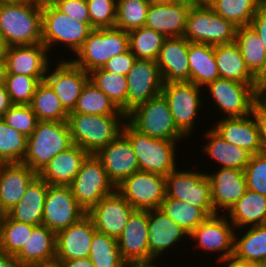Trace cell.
Returning a JSON list of instances; mask_svg holds the SVG:
<instances>
[{
    "label": "cell",
    "mask_w": 266,
    "mask_h": 267,
    "mask_svg": "<svg viewBox=\"0 0 266 267\" xmlns=\"http://www.w3.org/2000/svg\"><path fill=\"white\" fill-rule=\"evenodd\" d=\"M148 231V210H135L117 238L119 251L127 265L152 261Z\"/></svg>",
    "instance_id": "cell-19"
},
{
    "label": "cell",
    "mask_w": 266,
    "mask_h": 267,
    "mask_svg": "<svg viewBox=\"0 0 266 267\" xmlns=\"http://www.w3.org/2000/svg\"><path fill=\"white\" fill-rule=\"evenodd\" d=\"M165 188L167 197L199 207L208 217L216 215L205 171H181L177 167L165 176Z\"/></svg>",
    "instance_id": "cell-9"
},
{
    "label": "cell",
    "mask_w": 266,
    "mask_h": 267,
    "mask_svg": "<svg viewBox=\"0 0 266 267\" xmlns=\"http://www.w3.org/2000/svg\"><path fill=\"white\" fill-rule=\"evenodd\" d=\"M220 263L223 265L225 264L224 265L225 267H260V264L244 261V260L238 259L237 257L233 255L227 258L226 260L218 262V264Z\"/></svg>",
    "instance_id": "cell-57"
},
{
    "label": "cell",
    "mask_w": 266,
    "mask_h": 267,
    "mask_svg": "<svg viewBox=\"0 0 266 267\" xmlns=\"http://www.w3.org/2000/svg\"><path fill=\"white\" fill-rule=\"evenodd\" d=\"M62 59L57 60L58 63L54 64V66L56 65L54 69L50 65L48 66L45 81L51 86L60 99L61 105L69 113L75 108L82 88L89 80V74L74 64L71 57Z\"/></svg>",
    "instance_id": "cell-17"
},
{
    "label": "cell",
    "mask_w": 266,
    "mask_h": 267,
    "mask_svg": "<svg viewBox=\"0 0 266 267\" xmlns=\"http://www.w3.org/2000/svg\"><path fill=\"white\" fill-rule=\"evenodd\" d=\"M86 1L90 23L94 29L115 27L117 0Z\"/></svg>",
    "instance_id": "cell-50"
},
{
    "label": "cell",
    "mask_w": 266,
    "mask_h": 267,
    "mask_svg": "<svg viewBox=\"0 0 266 267\" xmlns=\"http://www.w3.org/2000/svg\"><path fill=\"white\" fill-rule=\"evenodd\" d=\"M95 156L102 162L108 178L115 186L139 170L134 150L122 133L107 146L102 147Z\"/></svg>",
    "instance_id": "cell-21"
},
{
    "label": "cell",
    "mask_w": 266,
    "mask_h": 267,
    "mask_svg": "<svg viewBox=\"0 0 266 267\" xmlns=\"http://www.w3.org/2000/svg\"><path fill=\"white\" fill-rule=\"evenodd\" d=\"M149 5L148 0H117L115 27L127 32L144 27Z\"/></svg>",
    "instance_id": "cell-47"
},
{
    "label": "cell",
    "mask_w": 266,
    "mask_h": 267,
    "mask_svg": "<svg viewBox=\"0 0 266 267\" xmlns=\"http://www.w3.org/2000/svg\"><path fill=\"white\" fill-rule=\"evenodd\" d=\"M244 173L247 189L266 196V153L251 155Z\"/></svg>",
    "instance_id": "cell-51"
},
{
    "label": "cell",
    "mask_w": 266,
    "mask_h": 267,
    "mask_svg": "<svg viewBox=\"0 0 266 267\" xmlns=\"http://www.w3.org/2000/svg\"><path fill=\"white\" fill-rule=\"evenodd\" d=\"M135 60L136 57L132 54L130 49H128L126 52L113 56L109 59L102 69L107 72L127 76L133 67Z\"/></svg>",
    "instance_id": "cell-53"
},
{
    "label": "cell",
    "mask_w": 266,
    "mask_h": 267,
    "mask_svg": "<svg viewBox=\"0 0 266 267\" xmlns=\"http://www.w3.org/2000/svg\"><path fill=\"white\" fill-rule=\"evenodd\" d=\"M4 216H5V212L0 208V226H1V223L4 219Z\"/></svg>",
    "instance_id": "cell-67"
},
{
    "label": "cell",
    "mask_w": 266,
    "mask_h": 267,
    "mask_svg": "<svg viewBox=\"0 0 266 267\" xmlns=\"http://www.w3.org/2000/svg\"><path fill=\"white\" fill-rule=\"evenodd\" d=\"M253 113L259 127L262 152L266 153V108L257 101L255 103Z\"/></svg>",
    "instance_id": "cell-55"
},
{
    "label": "cell",
    "mask_w": 266,
    "mask_h": 267,
    "mask_svg": "<svg viewBox=\"0 0 266 267\" xmlns=\"http://www.w3.org/2000/svg\"><path fill=\"white\" fill-rule=\"evenodd\" d=\"M90 115H125L115 103L90 80L82 88L73 111Z\"/></svg>",
    "instance_id": "cell-38"
},
{
    "label": "cell",
    "mask_w": 266,
    "mask_h": 267,
    "mask_svg": "<svg viewBox=\"0 0 266 267\" xmlns=\"http://www.w3.org/2000/svg\"><path fill=\"white\" fill-rule=\"evenodd\" d=\"M260 85H249L238 81L217 78L205 86L209 97L223 117H245L253 113L258 101ZM226 115V116H225Z\"/></svg>",
    "instance_id": "cell-10"
},
{
    "label": "cell",
    "mask_w": 266,
    "mask_h": 267,
    "mask_svg": "<svg viewBox=\"0 0 266 267\" xmlns=\"http://www.w3.org/2000/svg\"><path fill=\"white\" fill-rule=\"evenodd\" d=\"M258 101L266 108V80L260 83Z\"/></svg>",
    "instance_id": "cell-61"
},
{
    "label": "cell",
    "mask_w": 266,
    "mask_h": 267,
    "mask_svg": "<svg viewBox=\"0 0 266 267\" xmlns=\"http://www.w3.org/2000/svg\"><path fill=\"white\" fill-rule=\"evenodd\" d=\"M27 138L0 118V164L22 162L27 151Z\"/></svg>",
    "instance_id": "cell-45"
},
{
    "label": "cell",
    "mask_w": 266,
    "mask_h": 267,
    "mask_svg": "<svg viewBox=\"0 0 266 267\" xmlns=\"http://www.w3.org/2000/svg\"><path fill=\"white\" fill-rule=\"evenodd\" d=\"M126 115H90L69 113L67 124L73 144L89 154H96L121 132Z\"/></svg>",
    "instance_id": "cell-2"
},
{
    "label": "cell",
    "mask_w": 266,
    "mask_h": 267,
    "mask_svg": "<svg viewBox=\"0 0 266 267\" xmlns=\"http://www.w3.org/2000/svg\"><path fill=\"white\" fill-rule=\"evenodd\" d=\"M235 232L233 256L260 264L266 258V224L242 228L241 235Z\"/></svg>",
    "instance_id": "cell-37"
},
{
    "label": "cell",
    "mask_w": 266,
    "mask_h": 267,
    "mask_svg": "<svg viewBox=\"0 0 266 267\" xmlns=\"http://www.w3.org/2000/svg\"><path fill=\"white\" fill-rule=\"evenodd\" d=\"M173 1L183 2V3L189 4L191 6L200 5V4L205 3L203 0H173Z\"/></svg>",
    "instance_id": "cell-65"
},
{
    "label": "cell",
    "mask_w": 266,
    "mask_h": 267,
    "mask_svg": "<svg viewBox=\"0 0 266 267\" xmlns=\"http://www.w3.org/2000/svg\"><path fill=\"white\" fill-rule=\"evenodd\" d=\"M126 120L139 132L151 138L184 140L177 129L167 99L162 93L142 103L126 115Z\"/></svg>",
    "instance_id": "cell-8"
},
{
    "label": "cell",
    "mask_w": 266,
    "mask_h": 267,
    "mask_svg": "<svg viewBox=\"0 0 266 267\" xmlns=\"http://www.w3.org/2000/svg\"><path fill=\"white\" fill-rule=\"evenodd\" d=\"M260 267H266V258L260 263Z\"/></svg>",
    "instance_id": "cell-69"
},
{
    "label": "cell",
    "mask_w": 266,
    "mask_h": 267,
    "mask_svg": "<svg viewBox=\"0 0 266 267\" xmlns=\"http://www.w3.org/2000/svg\"><path fill=\"white\" fill-rule=\"evenodd\" d=\"M129 49L137 59L157 61L166 37L147 27L128 31Z\"/></svg>",
    "instance_id": "cell-42"
},
{
    "label": "cell",
    "mask_w": 266,
    "mask_h": 267,
    "mask_svg": "<svg viewBox=\"0 0 266 267\" xmlns=\"http://www.w3.org/2000/svg\"><path fill=\"white\" fill-rule=\"evenodd\" d=\"M212 128L221 137L236 146H239L251 155L262 153L259 127L254 113L245 117L220 118Z\"/></svg>",
    "instance_id": "cell-27"
},
{
    "label": "cell",
    "mask_w": 266,
    "mask_h": 267,
    "mask_svg": "<svg viewBox=\"0 0 266 267\" xmlns=\"http://www.w3.org/2000/svg\"><path fill=\"white\" fill-rule=\"evenodd\" d=\"M0 267H25L20 261L12 254L0 252Z\"/></svg>",
    "instance_id": "cell-59"
},
{
    "label": "cell",
    "mask_w": 266,
    "mask_h": 267,
    "mask_svg": "<svg viewBox=\"0 0 266 267\" xmlns=\"http://www.w3.org/2000/svg\"><path fill=\"white\" fill-rule=\"evenodd\" d=\"M3 119L26 137L32 134L39 121L30 105H12L4 114Z\"/></svg>",
    "instance_id": "cell-49"
},
{
    "label": "cell",
    "mask_w": 266,
    "mask_h": 267,
    "mask_svg": "<svg viewBox=\"0 0 266 267\" xmlns=\"http://www.w3.org/2000/svg\"><path fill=\"white\" fill-rule=\"evenodd\" d=\"M56 233L41 224L33 228L21 250L15 255L25 267L55 264Z\"/></svg>",
    "instance_id": "cell-29"
},
{
    "label": "cell",
    "mask_w": 266,
    "mask_h": 267,
    "mask_svg": "<svg viewBox=\"0 0 266 267\" xmlns=\"http://www.w3.org/2000/svg\"><path fill=\"white\" fill-rule=\"evenodd\" d=\"M77 203L88 213L104 196L116 190L102 162L90 154L74 180L68 185Z\"/></svg>",
    "instance_id": "cell-11"
},
{
    "label": "cell",
    "mask_w": 266,
    "mask_h": 267,
    "mask_svg": "<svg viewBox=\"0 0 266 267\" xmlns=\"http://www.w3.org/2000/svg\"><path fill=\"white\" fill-rule=\"evenodd\" d=\"M262 0H208L206 3L236 27L249 26Z\"/></svg>",
    "instance_id": "cell-40"
},
{
    "label": "cell",
    "mask_w": 266,
    "mask_h": 267,
    "mask_svg": "<svg viewBox=\"0 0 266 267\" xmlns=\"http://www.w3.org/2000/svg\"><path fill=\"white\" fill-rule=\"evenodd\" d=\"M8 46L4 38L0 35V60L5 59Z\"/></svg>",
    "instance_id": "cell-63"
},
{
    "label": "cell",
    "mask_w": 266,
    "mask_h": 267,
    "mask_svg": "<svg viewBox=\"0 0 266 267\" xmlns=\"http://www.w3.org/2000/svg\"><path fill=\"white\" fill-rule=\"evenodd\" d=\"M55 264H58L60 267H94L89 257L66 261H55Z\"/></svg>",
    "instance_id": "cell-56"
},
{
    "label": "cell",
    "mask_w": 266,
    "mask_h": 267,
    "mask_svg": "<svg viewBox=\"0 0 266 267\" xmlns=\"http://www.w3.org/2000/svg\"><path fill=\"white\" fill-rule=\"evenodd\" d=\"M30 106L39 121H67L69 113L45 80L38 84Z\"/></svg>",
    "instance_id": "cell-39"
},
{
    "label": "cell",
    "mask_w": 266,
    "mask_h": 267,
    "mask_svg": "<svg viewBox=\"0 0 266 267\" xmlns=\"http://www.w3.org/2000/svg\"><path fill=\"white\" fill-rule=\"evenodd\" d=\"M95 231L93 220L86 215L77 223L57 232L55 261L89 257Z\"/></svg>",
    "instance_id": "cell-23"
},
{
    "label": "cell",
    "mask_w": 266,
    "mask_h": 267,
    "mask_svg": "<svg viewBox=\"0 0 266 267\" xmlns=\"http://www.w3.org/2000/svg\"><path fill=\"white\" fill-rule=\"evenodd\" d=\"M214 56L220 78L249 85H260V82L247 69L235 42L214 46Z\"/></svg>",
    "instance_id": "cell-35"
},
{
    "label": "cell",
    "mask_w": 266,
    "mask_h": 267,
    "mask_svg": "<svg viewBox=\"0 0 266 267\" xmlns=\"http://www.w3.org/2000/svg\"><path fill=\"white\" fill-rule=\"evenodd\" d=\"M235 43L250 73L261 83L266 80V50L250 26L237 27Z\"/></svg>",
    "instance_id": "cell-34"
},
{
    "label": "cell",
    "mask_w": 266,
    "mask_h": 267,
    "mask_svg": "<svg viewBox=\"0 0 266 267\" xmlns=\"http://www.w3.org/2000/svg\"><path fill=\"white\" fill-rule=\"evenodd\" d=\"M189 42L182 37L166 38L157 59L163 83L190 82Z\"/></svg>",
    "instance_id": "cell-22"
},
{
    "label": "cell",
    "mask_w": 266,
    "mask_h": 267,
    "mask_svg": "<svg viewBox=\"0 0 266 267\" xmlns=\"http://www.w3.org/2000/svg\"><path fill=\"white\" fill-rule=\"evenodd\" d=\"M32 224L11 219L5 214L0 226V252L16 255L30 236Z\"/></svg>",
    "instance_id": "cell-46"
},
{
    "label": "cell",
    "mask_w": 266,
    "mask_h": 267,
    "mask_svg": "<svg viewBox=\"0 0 266 267\" xmlns=\"http://www.w3.org/2000/svg\"><path fill=\"white\" fill-rule=\"evenodd\" d=\"M86 215L87 212L77 203L69 186H48L43 208V225L57 233Z\"/></svg>",
    "instance_id": "cell-15"
},
{
    "label": "cell",
    "mask_w": 266,
    "mask_h": 267,
    "mask_svg": "<svg viewBox=\"0 0 266 267\" xmlns=\"http://www.w3.org/2000/svg\"><path fill=\"white\" fill-rule=\"evenodd\" d=\"M160 209L188 234L208 217L199 207L167 196Z\"/></svg>",
    "instance_id": "cell-43"
},
{
    "label": "cell",
    "mask_w": 266,
    "mask_h": 267,
    "mask_svg": "<svg viewBox=\"0 0 266 267\" xmlns=\"http://www.w3.org/2000/svg\"><path fill=\"white\" fill-rule=\"evenodd\" d=\"M116 191L135 210L160 209L166 197L165 176L138 170L123 179L116 186Z\"/></svg>",
    "instance_id": "cell-13"
},
{
    "label": "cell",
    "mask_w": 266,
    "mask_h": 267,
    "mask_svg": "<svg viewBox=\"0 0 266 267\" xmlns=\"http://www.w3.org/2000/svg\"><path fill=\"white\" fill-rule=\"evenodd\" d=\"M235 229L266 224V196L247 189L225 213Z\"/></svg>",
    "instance_id": "cell-33"
},
{
    "label": "cell",
    "mask_w": 266,
    "mask_h": 267,
    "mask_svg": "<svg viewBox=\"0 0 266 267\" xmlns=\"http://www.w3.org/2000/svg\"><path fill=\"white\" fill-rule=\"evenodd\" d=\"M12 105L6 86H0V118L4 117V114Z\"/></svg>",
    "instance_id": "cell-58"
},
{
    "label": "cell",
    "mask_w": 266,
    "mask_h": 267,
    "mask_svg": "<svg viewBox=\"0 0 266 267\" xmlns=\"http://www.w3.org/2000/svg\"><path fill=\"white\" fill-rule=\"evenodd\" d=\"M148 227L149 251L152 261H157L159 257L161 258L184 239L186 243V239L189 238V234L161 209L148 210Z\"/></svg>",
    "instance_id": "cell-24"
},
{
    "label": "cell",
    "mask_w": 266,
    "mask_h": 267,
    "mask_svg": "<svg viewBox=\"0 0 266 267\" xmlns=\"http://www.w3.org/2000/svg\"><path fill=\"white\" fill-rule=\"evenodd\" d=\"M89 259L94 267H127L119 251L117 239L97 230L91 242Z\"/></svg>",
    "instance_id": "cell-41"
},
{
    "label": "cell",
    "mask_w": 266,
    "mask_h": 267,
    "mask_svg": "<svg viewBox=\"0 0 266 267\" xmlns=\"http://www.w3.org/2000/svg\"><path fill=\"white\" fill-rule=\"evenodd\" d=\"M236 32L237 27L232 22L203 3L190 7L183 37L188 42L216 46L235 42Z\"/></svg>",
    "instance_id": "cell-7"
},
{
    "label": "cell",
    "mask_w": 266,
    "mask_h": 267,
    "mask_svg": "<svg viewBox=\"0 0 266 267\" xmlns=\"http://www.w3.org/2000/svg\"><path fill=\"white\" fill-rule=\"evenodd\" d=\"M58 10L69 17L84 23H90L86 0H49Z\"/></svg>",
    "instance_id": "cell-52"
},
{
    "label": "cell",
    "mask_w": 266,
    "mask_h": 267,
    "mask_svg": "<svg viewBox=\"0 0 266 267\" xmlns=\"http://www.w3.org/2000/svg\"><path fill=\"white\" fill-rule=\"evenodd\" d=\"M6 76H7V62L6 58L0 60V86L6 85Z\"/></svg>",
    "instance_id": "cell-60"
},
{
    "label": "cell",
    "mask_w": 266,
    "mask_h": 267,
    "mask_svg": "<svg viewBox=\"0 0 266 267\" xmlns=\"http://www.w3.org/2000/svg\"><path fill=\"white\" fill-rule=\"evenodd\" d=\"M121 133L134 150L139 170L166 176L178 167L175 150L177 143L182 141L151 138L136 130L127 120Z\"/></svg>",
    "instance_id": "cell-3"
},
{
    "label": "cell",
    "mask_w": 266,
    "mask_h": 267,
    "mask_svg": "<svg viewBox=\"0 0 266 267\" xmlns=\"http://www.w3.org/2000/svg\"><path fill=\"white\" fill-rule=\"evenodd\" d=\"M191 5L183 2L150 3L145 27L166 38L182 37Z\"/></svg>",
    "instance_id": "cell-25"
},
{
    "label": "cell",
    "mask_w": 266,
    "mask_h": 267,
    "mask_svg": "<svg viewBox=\"0 0 266 267\" xmlns=\"http://www.w3.org/2000/svg\"><path fill=\"white\" fill-rule=\"evenodd\" d=\"M206 176L210 181L211 200L216 214H220V210L221 214L227 213L247 190L244 170L219 168L214 173H206Z\"/></svg>",
    "instance_id": "cell-20"
},
{
    "label": "cell",
    "mask_w": 266,
    "mask_h": 267,
    "mask_svg": "<svg viewBox=\"0 0 266 267\" xmlns=\"http://www.w3.org/2000/svg\"><path fill=\"white\" fill-rule=\"evenodd\" d=\"M0 3H42V0H0Z\"/></svg>",
    "instance_id": "cell-64"
},
{
    "label": "cell",
    "mask_w": 266,
    "mask_h": 267,
    "mask_svg": "<svg viewBox=\"0 0 266 267\" xmlns=\"http://www.w3.org/2000/svg\"><path fill=\"white\" fill-rule=\"evenodd\" d=\"M156 260L149 262H136L128 264L127 267H158ZM160 267V266H159Z\"/></svg>",
    "instance_id": "cell-62"
},
{
    "label": "cell",
    "mask_w": 266,
    "mask_h": 267,
    "mask_svg": "<svg viewBox=\"0 0 266 267\" xmlns=\"http://www.w3.org/2000/svg\"><path fill=\"white\" fill-rule=\"evenodd\" d=\"M249 26L260 37L266 50V2H262Z\"/></svg>",
    "instance_id": "cell-54"
},
{
    "label": "cell",
    "mask_w": 266,
    "mask_h": 267,
    "mask_svg": "<svg viewBox=\"0 0 266 267\" xmlns=\"http://www.w3.org/2000/svg\"><path fill=\"white\" fill-rule=\"evenodd\" d=\"M49 52L43 43L10 46L6 52L7 74L45 78L50 65Z\"/></svg>",
    "instance_id": "cell-26"
},
{
    "label": "cell",
    "mask_w": 266,
    "mask_h": 267,
    "mask_svg": "<svg viewBox=\"0 0 266 267\" xmlns=\"http://www.w3.org/2000/svg\"><path fill=\"white\" fill-rule=\"evenodd\" d=\"M129 49L127 31L113 28L93 29L71 61L88 74L103 66L113 56Z\"/></svg>",
    "instance_id": "cell-6"
},
{
    "label": "cell",
    "mask_w": 266,
    "mask_h": 267,
    "mask_svg": "<svg viewBox=\"0 0 266 267\" xmlns=\"http://www.w3.org/2000/svg\"><path fill=\"white\" fill-rule=\"evenodd\" d=\"M202 90L191 82L163 84L161 93L167 99L177 129L186 139L193 134L198 112L203 107Z\"/></svg>",
    "instance_id": "cell-12"
},
{
    "label": "cell",
    "mask_w": 266,
    "mask_h": 267,
    "mask_svg": "<svg viewBox=\"0 0 266 267\" xmlns=\"http://www.w3.org/2000/svg\"><path fill=\"white\" fill-rule=\"evenodd\" d=\"M150 3L172 2L173 0H148Z\"/></svg>",
    "instance_id": "cell-66"
},
{
    "label": "cell",
    "mask_w": 266,
    "mask_h": 267,
    "mask_svg": "<svg viewBox=\"0 0 266 267\" xmlns=\"http://www.w3.org/2000/svg\"><path fill=\"white\" fill-rule=\"evenodd\" d=\"M190 82L205 87L219 77L214 46L189 42L188 50Z\"/></svg>",
    "instance_id": "cell-36"
},
{
    "label": "cell",
    "mask_w": 266,
    "mask_h": 267,
    "mask_svg": "<svg viewBox=\"0 0 266 267\" xmlns=\"http://www.w3.org/2000/svg\"><path fill=\"white\" fill-rule=\"evenodd\" d=\"M49 184L37 176L27 187L21 200L6 214L13 220L41 225L43 208Z\"/></svg>",
    "instance_id": "cell-32"
},
{
    "label": "cell",
    "mask_w": 266,
    "mask_h": 267,
    "mask_svg": "<svg viewBox=\"0 0 266 267\" xmlns=\"http://www.w3.org/2000/svg\"><path fill=\"white\" fill-rule=\"evenodd\" d=\"M37 267H60V266L58 264H52V265L37 266Z\"/></svg>",
    "instance_id": "cell-68"
},
{
    "label": "cell",
    "mask_w": 266,
    "mask_h": 267,
    "mask_svg": "<svg viewBox=\"0 0 266 267\" xmlns=\"http://www.w3.org/2000/svg\"><path fill=\"white\" fill-rule=\"evenodd\" d=\"M134 211L132 205L115 190L104 196L87 215L97 231L117 239Z\"/></svg>",
    "instance_id": "cell-18"
},
{
    "label": "cell",
    "mask_w": 266,
    "mask_h": 267,
    "mask_svg": "<svg viewBox=\"0 0 266 267\" xmlns=\"http://www.w3.org/2000/svg\"><path fill=\"white\" fill-rule=\"evenodd\" d=\"M89 80L102 90L126 115L127 77L102 68L89 73Z\"/></svg>",
    "instance_id": "cell-44"
},
{
    "label": "cell",
    "mask_w": 266,
    "mask_h": 267,
    "mask_svg": "<svg viewBox=\"0 0 266 267\" xmlns=\"http://www.w3.org/2000/svg\"><path fill=\"white\" fill-rule=\"evenodd\" d=\"M44 80L45 78L7 74L5 86L13 105H30L38 84Z\"/></svg>",
    "instance_id": "cell-48"
},
{
    "label": "cell",
    "mask_w": 266,
    "mask_h": 267,
    "mask_svg": "<svg viewBox=\"0 0 266 267\" xmlns=\"http://www.w3.org/2000/svg\"><path fill=\"white\" fill-rule=\"evenodd\" d=\"M37 176L38 173L22 162L0 164V208L5 214L21 200Z\"/></svg>",
    "instance_id": "cell-28"
},
{
    "label": "cell",
    "mask_w": 266,
    "mask_h": 267,
    "mask_svg": "<svg viewBox=\"0 0 266 267\" xmlns=\"http://www.w3.org/2000/svg\"><path fill=\"white\" fill-rule=\"evenodd\" d=\"M72 145L67 121H38L27 138V151L22 163L39 173L53 157Z\"/></svg>",
    "instance_id": "cell-4"
},
{
    "label": "cell",
    "mask_w": 266,
    "mask_h": 267,
    "mask_svg": "<svg viewBox=\"0 0 266 267\" xmlns=\"http://www.w3.org/2000/svg\"><path fill=\"white\" fill-rule=\"evenodd\" d=\"M235 230L226 214L220 213L207 217L189 234V240H192L191 244L195 242L196 246L192 247H198L200 251L217 252V264L233 255Z\"/></svg>",
    "instance_id": "cell-14"
},
{
    "label": "cell",
    "mask_w": 266,
    "mask_h": 267,
    "mask_svg": "<svg viewBox=\"0 0 266 267\" xmlns=\"http://www.w3.org/2000/svg\"><path fill=\"white\" fill-rule=\"evenodd\" d=\"M90 154L76 144L53 157L38 173L49 185L68 186Z\"/></svg>",
    "instance_id": "cell-30"
},
{
    "label": "cell",
    "mask_w": 266,
    "mask_h": 267,
    "mask_svg": "<svg viewBox=\"0 0 266 267\" xmlns=\"http://www.w3.org/2000/svg\"><path fill=\"white\" fill-rule=\"evenodd\" d=\"M93 29L91 23L77 21L58 10L49 0H42V43L48 52L55 44H60L75 55Z\"/></svg>",
    "instance_id": "cell-5"
},
{
    "label": "cell",
    "mask_w": 266,
    "mask_h": 267,
    "mask_svg": "<svg viewBox=\"0 0 266 267\" xmlns=\"http://www.w3.org/2000/svg\"><path fill=\"white\" fill-rule=\"evenodd\" d=\"M126 77V115L140 104L159 95L164 84L157 61L149 59L136 58Z\"/></svg>",
    "instance_id": "cell-16"
},
{
    "label": "cell",
    "mask_w": 266,
    "mask_h": 267,
    "mask_svg": "<svg viewBox=\"0 0 266 267\" xmlns=\"http://www.w3.org/2000/svg\"><path fill=\"white\" fill-rule=\"evenodd\" d=\"M206 142L203 144L204 155L216 162L218 168L244 170L251 154L245 149L225 141L212 127L203 133Z\"/></svg>",
    "instance_id": "cell-31"
},
{
    "label": "cell",
    "mask_w": 266,
    "mask_h": 267,
    "mask_svg": "<svg viewBox=\"0 0 266 267\" xmlns=\"http://www.w3.org/2000/svg\"><path fill=\"white\" fill-rule=\"evenodd\" d=\"M0 35L8 47L42 43V3H0Z\"/></svg>",
    "instance_id": "cell-1"
}]
</instances>
